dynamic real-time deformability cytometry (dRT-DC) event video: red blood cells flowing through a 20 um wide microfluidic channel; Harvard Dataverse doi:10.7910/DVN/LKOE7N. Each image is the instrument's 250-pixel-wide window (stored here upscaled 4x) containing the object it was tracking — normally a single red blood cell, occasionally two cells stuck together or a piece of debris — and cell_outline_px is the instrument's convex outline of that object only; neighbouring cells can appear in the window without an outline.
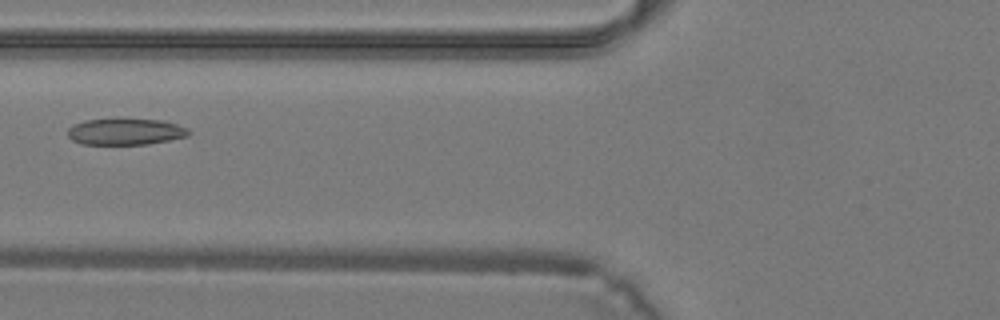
{"species": "common noctule bat (a hibernating species)", "species_latin": "Nyctalus noctula", "temperature_condition": "warm", "stored_images_in_passage": 41, "camera_frame_rate_fps": 3000, "um_per_image_px": 0.085, "animal": {"sex": "male", "body_mass_g": 19.2, "forearm_length_mm": 51.8}, "frame": {"image": 1, "passage_image": 17, "time_ms": 5.333, "image_size_px": [1000, 320], "cell_outline_px": [[192, 132], [188, 136], [148, 144], [80, 144], [72, 140], [68, 136], [68, 128], [72, 124], [84, 120], [120, 116], [164, 120], [188, 128]], "centroid_in_image_um": [10.65, 11.14], "position_along_channel_um": 115.2, "area_um2": 19.59}}
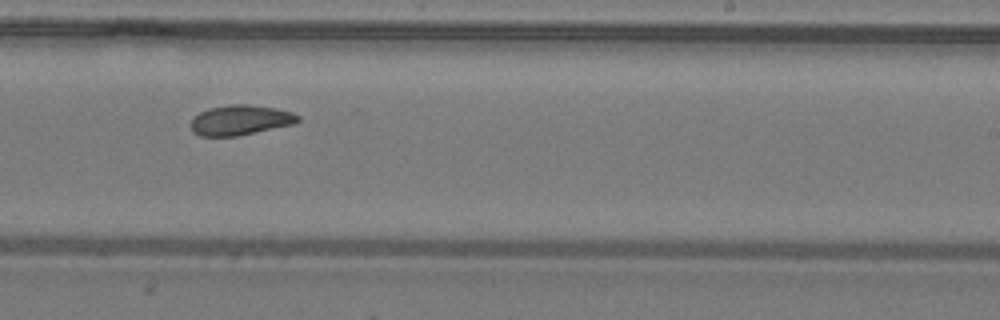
{"frame": {"image": 2, "passage_image": 26, "time_ms": 8.333, "image_size_px": [1000, 320], "cell_outline_px": [[300, 120], [296, 124], [240, 136], [200, 136], [192, 132], [192, 120], [200, 112], [208, 108], [232, 104], [248, 104], [276, 108], [292, 112], [300, 116]], "centroid_in_image_um": [20.48, 10.21], "position_along_channel_um": 268.5, "area_um2": 18.96}}
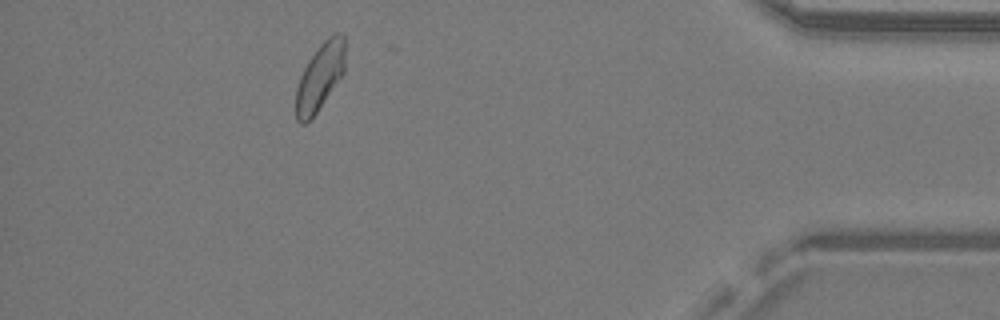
{"frame": {"image": 3, "passage_image": 37, "time_ms": 12.0, "image_size_px": [1000, 320], "cell_outline_px": [[344, 72], [312, 120], [304, 124], [300, 124], [296, 120], [296, 88], [300, 76], [308, 60], [316, 48], [332, 32], [344, 32]], "centroid_in_image_um": [27.18, 6.53], "position_along_channel_um": 408.0, "area_um2": 19.54}}